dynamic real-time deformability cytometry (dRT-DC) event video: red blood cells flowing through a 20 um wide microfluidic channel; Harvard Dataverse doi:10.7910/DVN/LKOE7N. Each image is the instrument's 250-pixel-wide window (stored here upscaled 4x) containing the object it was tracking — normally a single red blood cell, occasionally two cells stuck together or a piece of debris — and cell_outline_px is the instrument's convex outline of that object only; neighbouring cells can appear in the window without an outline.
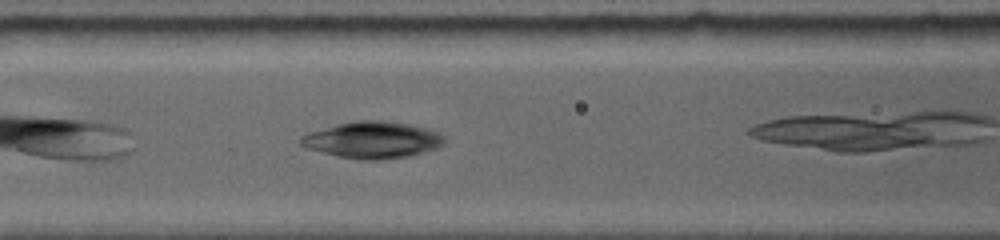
{"species": "common noctule bat (a hibernating species)", "species_latin": "Nyctalus noctula", "temperature_condition": "room temperature", "stored_images_in_passage": 32, "camera_frame_rate_fps": 5000, "um_per_image_px": 0.085, "animal": {"sex": "female", "body_mass_g": 19.0, "forearm_length_mm": 56.7}, "frame": {"image": 1, "passage_image": 14, "time_ms": 3.2, "image_size_px": [1000, 240], "cell_outline_px": [[440, 144], [436, 148], [408, 156], [376, 160], [368, 160], [340, 156], [308, 148], [300, 144], [300, 136], [312, 132], [340, 124], [356, 120], [376, 120], [404, 124], [420, 128], [432, 132], [440, 136]], "centroid_in_image_um": [31.57, 11.91], "position_along_channel_um": 135.0, "area_um2": 29.07}}